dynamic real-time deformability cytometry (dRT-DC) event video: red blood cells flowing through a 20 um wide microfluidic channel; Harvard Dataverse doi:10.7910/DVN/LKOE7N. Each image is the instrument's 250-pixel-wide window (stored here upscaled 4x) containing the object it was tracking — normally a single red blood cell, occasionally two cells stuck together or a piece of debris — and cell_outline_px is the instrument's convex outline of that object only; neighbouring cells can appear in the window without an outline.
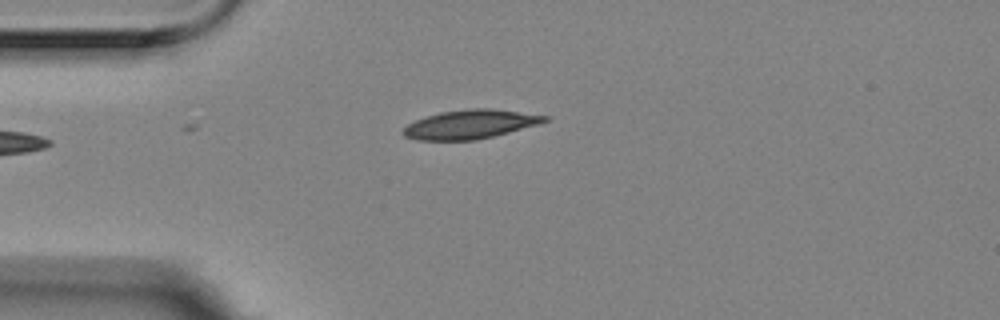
{"species": "Egyptian fruit bat (a non-hibernating species)", "species_latin": "Rousettus aegyptiacus", "temperature_condition": "room temperature", "stored_images_in_passage": 4, "camera_frame_rate_fps": 3000, "um_per_image_px": 0.085, "animal": {"sex": "female"}, "frame": {"image": 1, "passage_image": 4, "time_ms": 1.0, "image_size_px": [1000, 320], "cell_outline_px": [[548, 120], [540, 124], [476, 140], [420, 140], [404, 136], [404, 128], [408, 124], [416, 120], [440, 112], [464, 108], [492, 108], [548, 116]], "centroid_in_image_um": [39.98, 10.55], "position_along_channel_um": 45.0, "area_um2": 23.64}}